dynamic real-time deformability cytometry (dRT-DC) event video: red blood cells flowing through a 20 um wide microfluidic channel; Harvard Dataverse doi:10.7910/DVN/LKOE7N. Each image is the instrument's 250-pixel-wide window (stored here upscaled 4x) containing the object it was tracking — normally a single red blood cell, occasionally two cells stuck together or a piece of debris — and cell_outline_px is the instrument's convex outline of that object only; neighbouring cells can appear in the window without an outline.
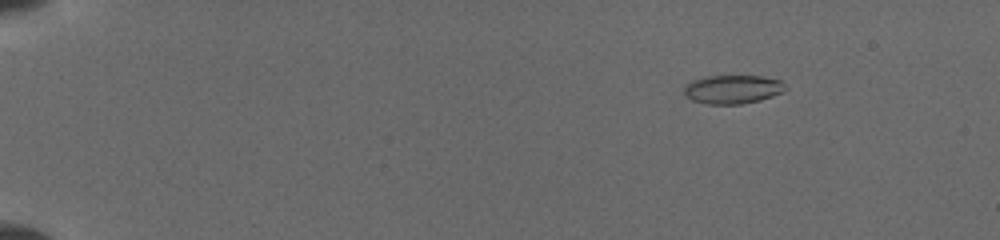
{"species": "common noctule bat (a hibernating species)", "species_latin": "Nyctalus noctula", "temperature_condition": "cold", "stored_images_in_passage": 114, "camera_frame_rate_fps": 3000, "um_per_image_px": 0.085, "animal": {"sex": "female", "body_mass_g": 19.5, "forearm_length_mm": 54.1}, "frame": {"image": 1, "passage_image": 13, "time_ms": 2.667, "image_size_px": [1000, 240], "cell_outline_px": [[788, 88], [772, 96], [760, 100], [740, 104], [708, 104], [692, 100], [684, 96], [684, 84], [692, 80], [708, 76], [760, 76], [780, 80]], "centroid_in_image_um": [62.23, 7.59], "position_along_channel_um": 22.8, "area_um2": 16.94}}
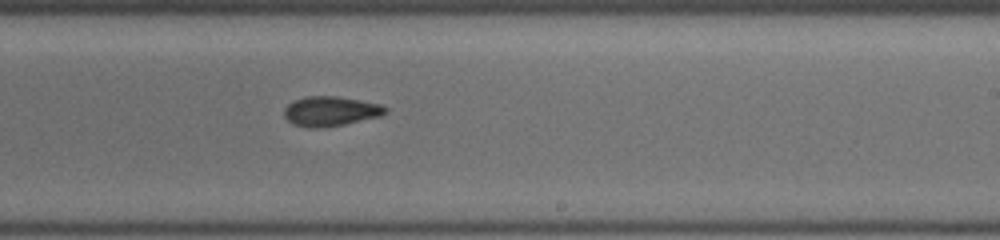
{"frame": {"image": 2, "passage_image": 68, "time_ms": 11.667, "image_size_px": [1000, 240], "cell_outline_px": [[388, 112], [380, 116], [344, 124], [324, 128], [308, 128], [292, 124], [284, 116], [284, 108], [292, 100], [304, 96], [336, 96], [380, 104], [388, 108]], "centroid_in_image_um": [28.06, 9.46], "position_along_channel_um": 260.9, "area_um2": 17.69}}
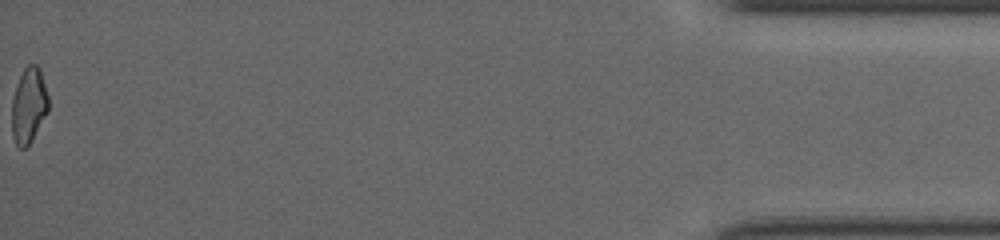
{"frame": {"image": 3, "passage_image": 114, "time_ms": 18.0, "image_size_px": [1000, 240], "cell_outline_px": [[48, 112], [32, 140], [24, 148], [20, 148], [16, 144], [12, 136], [12, 100], [16, 84], [24, 68], [28, 64], [36, 64], [40, 68], [48, 96]], "centroid_in_image_um": [2.44, 8.95], "position_along_channel_um": 432.8, "area_um2": 16.13}}